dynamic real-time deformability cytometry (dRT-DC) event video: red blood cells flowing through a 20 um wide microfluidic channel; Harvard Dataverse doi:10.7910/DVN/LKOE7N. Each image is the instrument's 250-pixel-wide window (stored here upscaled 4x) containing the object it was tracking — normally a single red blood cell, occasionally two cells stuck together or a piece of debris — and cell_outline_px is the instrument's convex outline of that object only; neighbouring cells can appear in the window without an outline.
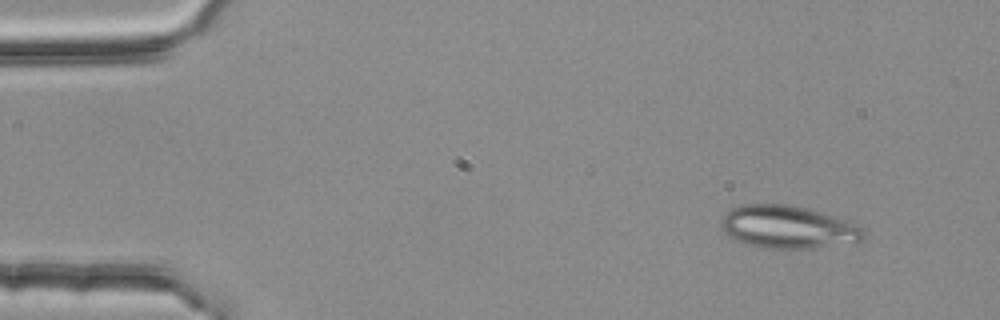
{"species": "common noctule bat (a hibernating species)", "species_latin": "Nyctalus noctula", "temperature_condition": "room temperature", "stored_images_in_passage": 3, "camera_frame_rate_fps": 3000, "um_per_image_px": 0.085, "animal": {"sex": "female", "body_mass_g": 25.1}, "frame": {"image": 1, "passage_image": 1, "time_ms": 0.0, "image_size_px": [1000, 320], "cell_outline_px": [[868, 236], [856, 244], [812, 248], [768, 248], [748, 244], [736, 240], [728, 236], [724, 232], [720, 224], [720, 216], [732, 208], [744, 204], [788, 204], [808, 208], [848, 220], [864, 228]], "centroid_in_image_um": [67.04, 19.3], "position_along_channel_um": 18.0, "area_um2": 36.18}}